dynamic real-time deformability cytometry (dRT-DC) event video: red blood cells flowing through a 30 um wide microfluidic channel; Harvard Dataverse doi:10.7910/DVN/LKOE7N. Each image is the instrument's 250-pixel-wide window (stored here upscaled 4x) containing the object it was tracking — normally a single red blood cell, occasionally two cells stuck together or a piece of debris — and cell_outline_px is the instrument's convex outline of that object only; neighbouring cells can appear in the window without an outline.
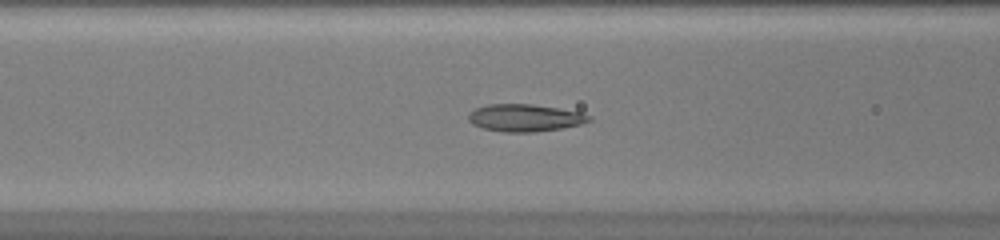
{"species": "common noctule bat (a hibernating species)", "species_latin": "Nyctalus noctula", "temperature_condition": "warm", "stored_images_in_passage": 51, "camera_frame_rate_fps": 3000, "um_per_image_px": 0.085, "animal": {"sex": "female", "body_mass_g": 20.0, "forearm_length_mm": 54.0}, "frame": {"image": 1, "passage_image": 21, "time_ms": 6.667, "image_size_px": [1000, 240], "cell_outline_px": [[592, 120], [580, 124], [560, 128], [536, 132], [504, 132], [484, 128], [472, 124], [468, 120], [468, 112], [476, 108], [488, 104], [532, 104], [580, 112], [592, 116]], "centroid_in_image_um": [44.59, 10.01], "position_along_channel_um": 122.0, "area_um2": 19.13}}
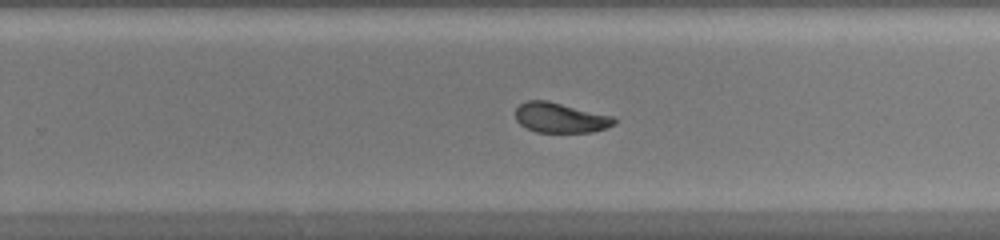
{"frame": {"image": 2, "passage_image": 33, "time_ms": 10.667, "image_size_px": [1000, 240], "cell_outline_px": [[616, 124], [608, 128], [592, 132], [536, 132], [520, 124], [516, 120], [516, 108], [520, 104], [528, 100], [548, 100], [612, 116], [616, 120]], "centroid_in_image_um": [47.64, 10.01], "position_along_channel_um": 282.2, "area_um2": 17.28}}
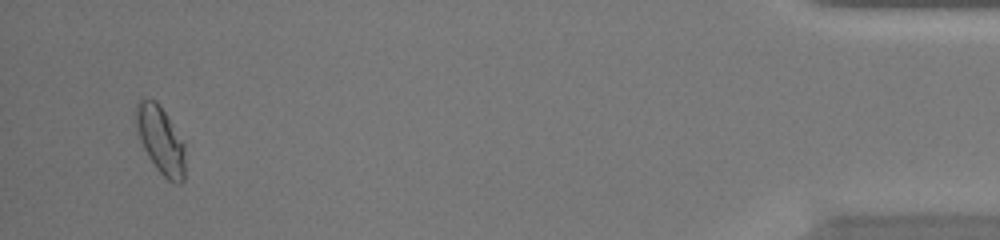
{"frame": {"image": 3, "passage_image": 49, "time_ms": 16.0, "image_size_px": [1000, 240], "cell_outline_px": [[184, 180], [180, 184], [176, 184], [168, 180], [156, 168], [148, 156], [140, 140], [136, 124], [136, 104], [140, 100], [156, 100], [164, 112], [184, 144]], "centroid_in_image_um": [13.65, 11.94], "position_along_channel_um": 421.6, "area_um2": 18.79}, "authors_computed_cell_mechanics": {"area_um2": 18.8428, "velocity_mm_per_s": 4.0142, "shape_relaxation_time_tau1_ms": null, "shape_relaxation_time_tau2_ms": 1.2862, "deformation_change_tau1": null, "deformation_change_tau2": 0.0559}}